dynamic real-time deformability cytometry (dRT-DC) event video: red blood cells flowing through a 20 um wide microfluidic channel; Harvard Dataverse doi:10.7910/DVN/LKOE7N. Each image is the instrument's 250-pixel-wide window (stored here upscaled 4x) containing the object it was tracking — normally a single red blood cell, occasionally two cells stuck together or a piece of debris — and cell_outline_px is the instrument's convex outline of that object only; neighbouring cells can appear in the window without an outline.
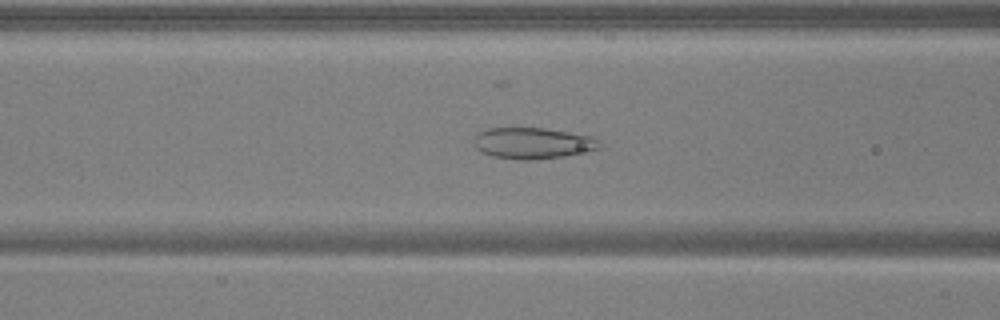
{"species": "common noctule bat (a hibernating species)", "species_latin": "Nyctalus noctula", "temperature_condition": "warm", "stored_images_in_passage": 37, "camera_frame_rate_fps": 3000, "um_per_image_px": 0.085, "animal": {"sex": "male", "body_mass_g": 17.9, "forearm_length_mm": 54.2}, "frame": {"image": 1, "passage_image": 7, "time_ms": 2.0, "image_size_px": [1000, 320], "cell_outline_px": [[600, 148], [588, 152], [564, 156], [532, 160], [524, 160], [492, 156], [480, 152], [472, 144], [472, 136], [488, 128], [544, 128], [592, 136], [600, 144]], "centroid_in_image_um": [45.23, 12.17], "position_along_channel_um": 121.4, "area_um2": 23.0}}
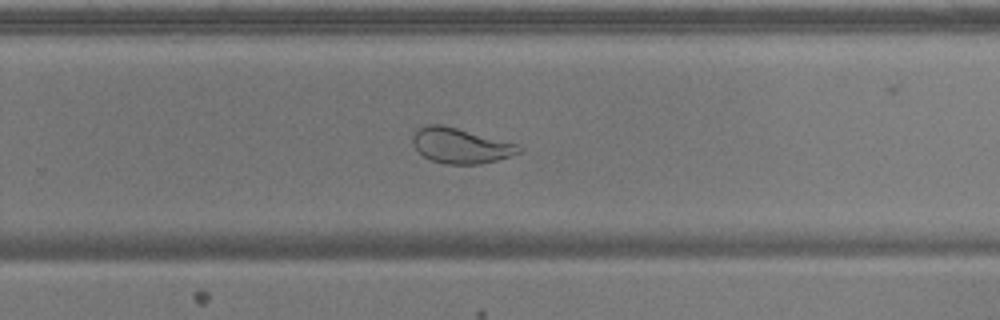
{"frame": {"image": 2, "passage_image": 20, "time_ms": 6.333, "image_size_px": [1000, 320], "cell_outline_px": [[520, 152], [512, 156], [480, 164], [448, 164], [432, 160], [424, 156], [412, 144], [412, 136], [416, 128], [428, 124], [440, 124], [456, 128], [516, 144], [520, 148]], "centroid_in_image_um": [39.09, 12.38], "position_along_channel_um": 290.7, "area_um2": 21.44}}
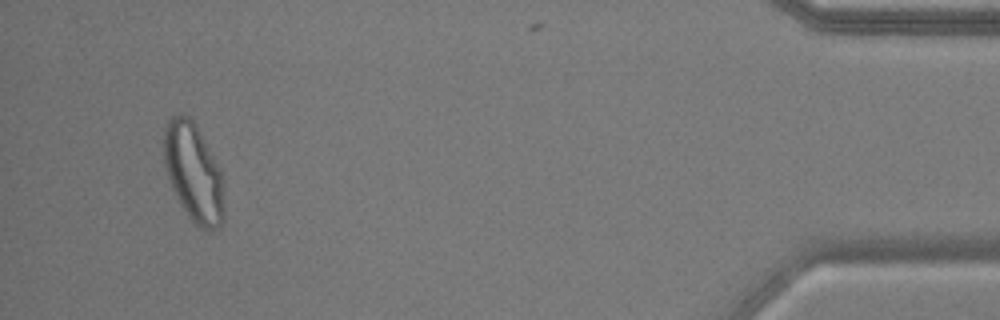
{"frame": {"image": 3, "passage_image": 35, "time_ms": 11.333, "image_size_px": [1000, 320], "cell_outline_px": [[224, 220], [216, 228], [208, 232], [200, 228], [188, 216], [180, 204], [172, 188], [164, 168], [164, 128], [168, 120], [172, 116], [180, 112], [188, 116], [192, 120], [220, 168], [224, 180]], "centroid_in_image_um": [16.46, 14.7], "position_along_channel_um": 418.7, "area_um2": 34.8}, "authors_computed_cell_mechanics": {"area_um2": 24.854, "velocity_mm_per_s": 3.9107, "shape_relaxation_time_tau1_ms": null, "shape_relaxation_time_tau2_ms": 0.9731, "deformation_change_tau1": null, "deformation_change_tau2": 0.0774}}